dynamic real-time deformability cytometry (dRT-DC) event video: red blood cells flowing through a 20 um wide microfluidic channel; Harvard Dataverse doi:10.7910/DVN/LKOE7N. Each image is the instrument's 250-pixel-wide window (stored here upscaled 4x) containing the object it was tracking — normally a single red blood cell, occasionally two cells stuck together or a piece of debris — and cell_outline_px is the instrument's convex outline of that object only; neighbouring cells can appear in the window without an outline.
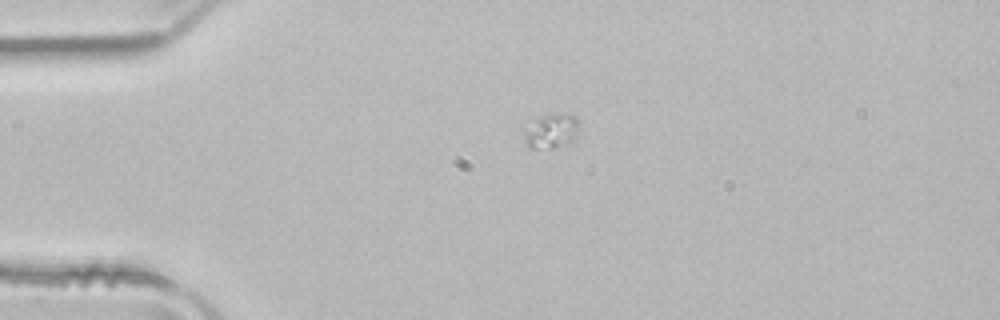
{"species": "common noctule bat (a hibernating species)", "species_latin": "Nyctalus noctula", "temperature_condition": "room temperature", "stored_images_in_passage": 41, "camera_frame_rate_fps": 3000, "um_per_image_px": 0.085, "animal": {"sex": "male", "body_mass_g": 21.5, "forearm_length_mm": 52.0}, "frame": {"image": 1, "passage_image": 1, "time_ms": 0.0, "image_size_px": [1000, 320], "cell_outline_px": [[576, 136], [572, 140], [552, 148], [528, 148], [528, 132], [536, 120], [540, 116], [548, 112], [568, 112], [576, 116]], "centroid_in_image_um": [46.95, 11.07], "position_along_channel_um": 38.1, "area_um2": 10.4}}
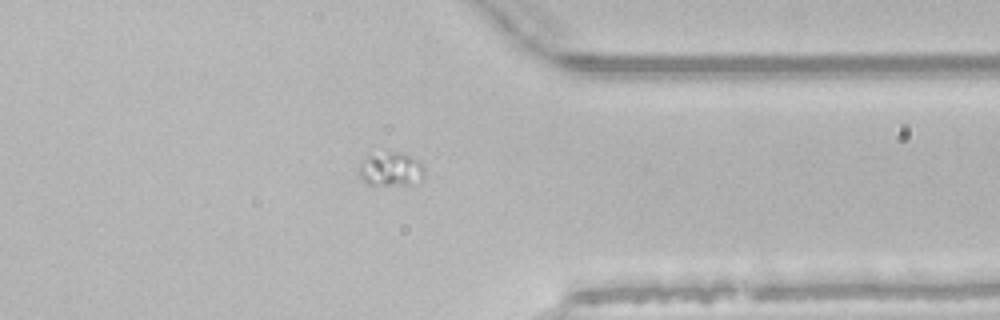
{"frame": {"image": 2, "passage_image": 30, "time_ms": 9.667, "image_size_px": [1000, 320], "cell_outline_px": [[424, 176], [420, 184], [364, 184], [356, 172], [356, 168], [360, 160], [368, 152], [396, 152], [408, 156], [416, 160], [424, 168]], "centroid_in_image_um": [33.11, 14.37], "position_along_channel_um": 378.3, "area_um2": 13.47}}
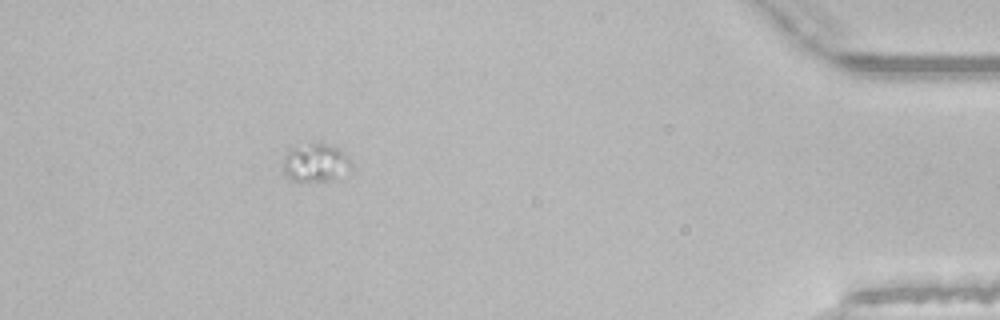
{"frame": {"image": 3, "passage_image": 36, "time_ms": 11.667, "image_size_px": [1000, 320], "cell_outline_px": [[352, 172], [344, 180], [288, 180], [284, 172], [284, 156], [288, 148], [308, 144], [332, 144], [340, 148], [352, 160]], "centroid_in_image_um": [26.94, 13.85], "position_along_channel_um": 408.3, "area_um2": 15.84}}